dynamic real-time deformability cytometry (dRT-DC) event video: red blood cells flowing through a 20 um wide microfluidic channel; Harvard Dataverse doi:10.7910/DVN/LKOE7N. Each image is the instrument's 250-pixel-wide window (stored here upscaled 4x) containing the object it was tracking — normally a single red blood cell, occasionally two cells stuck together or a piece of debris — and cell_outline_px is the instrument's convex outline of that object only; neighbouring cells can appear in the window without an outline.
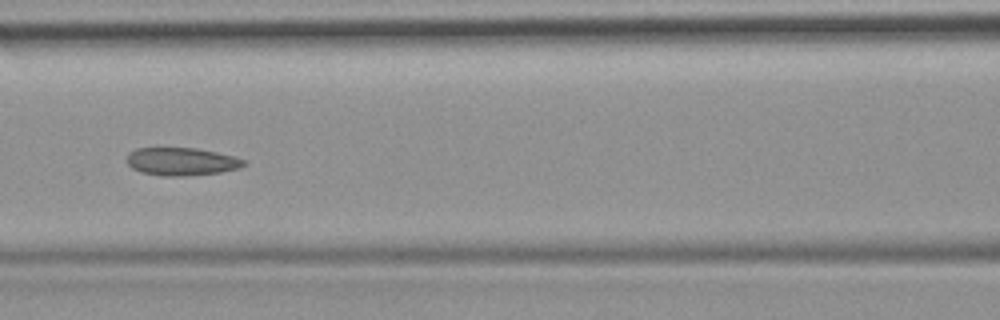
{"species": "common noctule bat (a hibernating species)", "species_latin": "Nyctalus noctula", "temperature_condition": "room temperature", "stored_images_in_passage": 48, "camera_frame_rate_fps": 3000, "um_per_image_px": 0.085, "animal": {"sex": "female", "body_mass_g": 19.9}, "frame": {"image": 1, "passage_image": 21, "time_ms": 6.667, "image_size_px": [1000, 320], "cell_outline_px": [[244, 164], [240, 168], [220, 172], [180, 176], [160, 176], [140, 172], [132, 168], [128, 164], [128, 152], [136, 148], [196, 148], [216, 152], [232, 156], [244, 160]], "centroid_in_image_um": [15.38, 13.73], "position_along_channel_um": 151.2, "area_um2": 18.84}}